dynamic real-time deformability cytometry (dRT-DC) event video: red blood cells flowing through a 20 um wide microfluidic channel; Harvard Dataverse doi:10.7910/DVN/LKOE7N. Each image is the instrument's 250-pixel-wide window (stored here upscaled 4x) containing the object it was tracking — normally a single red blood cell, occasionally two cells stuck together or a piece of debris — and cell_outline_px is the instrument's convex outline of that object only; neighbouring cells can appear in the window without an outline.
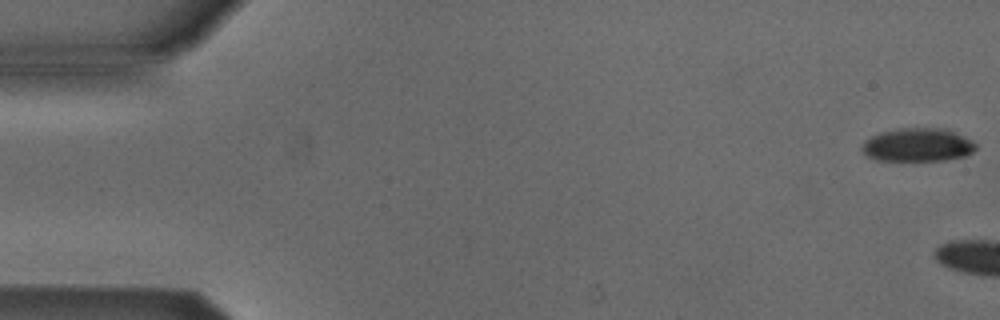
{"species": "Egyptian fruit bat (a non-hibernating species)", "species_latin": "Rousettus aegyptiacus", "temperature_condition": "cold", "stored_images_in_passage": 4, "camera_frame_rate_fps": 3000, "um_per_image_px": 0.085, "animal": {"sex": "male"}, "frame": {"image": 1, "passage_image": 1, "time_ms": 0.0, "image_size_px": [1000, 320], "cell_outline_px": [[976, 148], [972, 152], [964, 156], [944, 160], [876, 160], [864, 156], [860, 148], [864, 140], [872, 136], [884, 132], [900, 128], [948, 128], [972, 140], [976, 144]], "centroid_in_image_um": [77.99, 12.31], "position_along_channel_um": 7.0, "area_um2": 22.25}}